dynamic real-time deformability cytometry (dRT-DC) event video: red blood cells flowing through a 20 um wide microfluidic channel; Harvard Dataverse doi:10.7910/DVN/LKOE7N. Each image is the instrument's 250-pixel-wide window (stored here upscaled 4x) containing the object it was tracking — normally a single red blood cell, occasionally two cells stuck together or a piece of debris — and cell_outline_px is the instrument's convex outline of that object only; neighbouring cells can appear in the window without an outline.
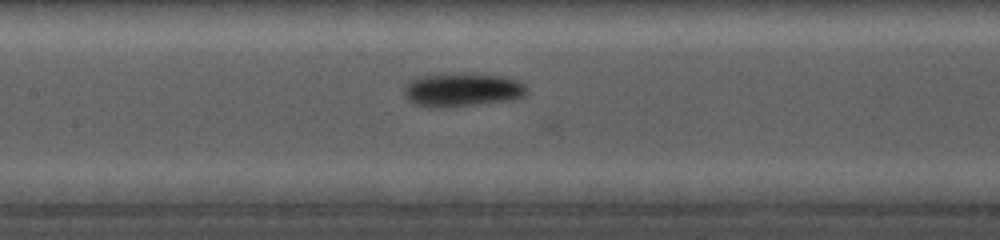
{"species": "common noctule bat (a hibernating species)", "species_latin": "Nyctalus noctula", "temperature_condition": "cold", "stored_images_in_passage": 9, "camera_frame_rate_fps": 5000, "um_per_image_px": 0.085, "animal": {"sex": "female", "body_mass_g": 19.0, "forearm_length_mm": 56.7}, "frame": {"image": 1, "passage_image": 8, "time_ms": 6.2, "image_size_px": [1000, 240], "cell_outline_px": [[528, 92], [524, 96], [512, 100], [448, 108], [428, 108], [412, 104], [404, 96], [404, 84], [420, 76], [464, 72], [500, 76], [516, 80], [524, 84], [528, 88]], "centroid_in_image_um": [39.26, 7.65], "position_along_channel_um": 168.1, "area_um2": 24.68}}